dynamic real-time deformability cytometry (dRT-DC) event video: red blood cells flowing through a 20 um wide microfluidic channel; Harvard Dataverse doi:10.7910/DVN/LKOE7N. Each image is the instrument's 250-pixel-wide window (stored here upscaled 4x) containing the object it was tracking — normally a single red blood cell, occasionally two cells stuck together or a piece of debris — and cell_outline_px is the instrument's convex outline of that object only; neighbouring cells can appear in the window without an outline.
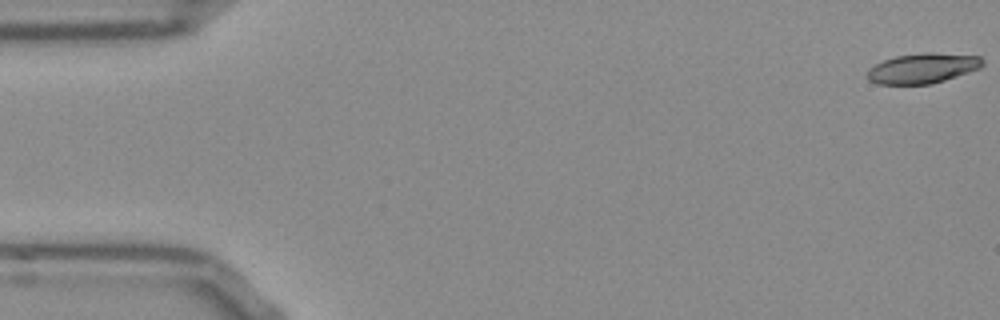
{"species": "Egyptian fruit bat (a non-hibernating species)", "species_latin": "Rousettus aegyptiacus", "temperature_condition": "room temperature", "stored_images_in_passage": 53, "camera_frame_rate_fps": 3000, "um_per_image_px": 0.085, "frame": {"image": 1, "passage_image": 1, "time_ms": 0.0, "image_size_px": [1000, 320], "cell_outline_px": [[984, 64], [980, 68], [932, 84], [876, 84], [868, 80], [868, 68], [884, 60], [896, 56], [924, 52], [932, 52], [980, 56], [984, 60]], "centroid_in_image_um": [78.43, 5.8], "position_along_channel_um": 6.6, "area_um2": 20.23}}
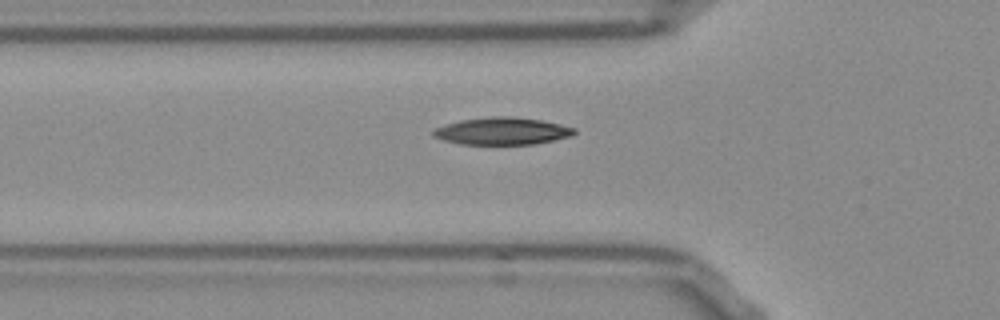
{"frame": {"image": 2, "passage_image": 18, "time_ms": 5.667, "image_size_px": [1000, 320], "cell_outline_px": [[576, 132], [572, 136], [536, 144], [460, 144], [444, 140], [432, 136], [432, 128], [460, 120], [492, 116], [512, 116], [540, 120], [560, 124], [576, 128]], "centroid_in_image_um": [42.67, 11.14], "position_along_channel_um": 83.1, "area_um2": 22.54}}
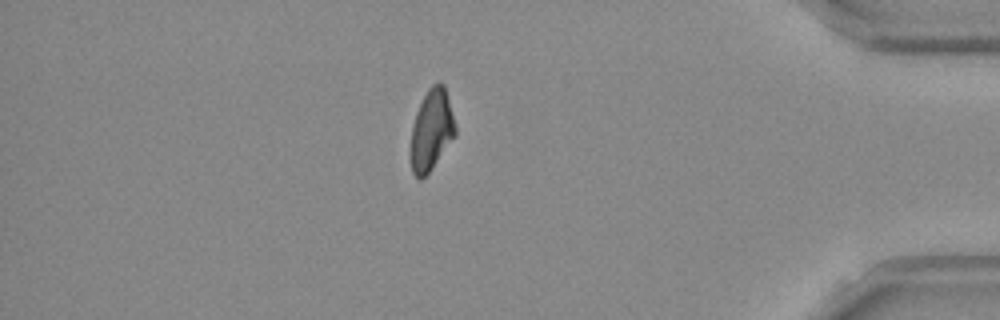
{"frame": {"image": 3, "passage_image": 46, "time_ms": 15.0, "image_size_px": [1000, 320], "cell_outline_px": [[456, 136], [432, 168], [420, 180], [412, 172], [412, 124], [416, 112], [428, 88], [432, 84], [444, 84], [456, 128]], "centroid_in_image_um": [36.69, 11.05], "position_along_channel_um": 398.5, "area_um2": 20.58}}